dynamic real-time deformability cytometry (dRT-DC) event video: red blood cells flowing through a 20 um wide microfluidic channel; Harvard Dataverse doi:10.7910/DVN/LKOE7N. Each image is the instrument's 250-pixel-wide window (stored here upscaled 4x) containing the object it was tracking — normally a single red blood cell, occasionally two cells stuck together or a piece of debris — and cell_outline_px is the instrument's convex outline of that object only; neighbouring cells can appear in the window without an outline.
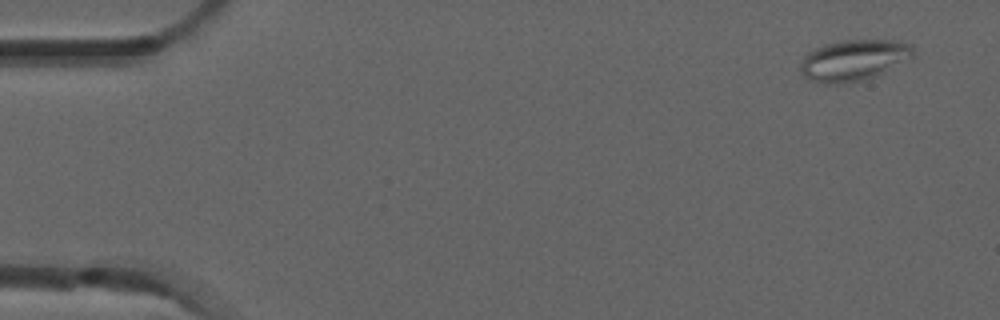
{"species": "common noctule bat (a hibernating species)", "species_latin": "Nyctalus noctula", "temperature_condition": "room temperature", "stored_images_in_passage": 6, "camera_frame_rate_fps": 3000, "um_per_image_px": 0.085, "animal": {"sex": "male", "forearm_length_mm": 52.5}, "frame": {"image": 1, "passage_image": 1, "time_ms": 0.0, "image_size_px": [1000, 320], "cell_outline_px": [[912, 56], [876, 76], [864, 80], [840, 84], [828, 84], [812, 80], [804, 76], [800, 72], [800, 64], [804, 56], [808, 52], [824, 44], [844, 40], [900, 40], [912, 44]], "centroid_in_image_um": [72.53, 5.11], "position_along_channel_um": 12.5, "area_um2": 26.82}}
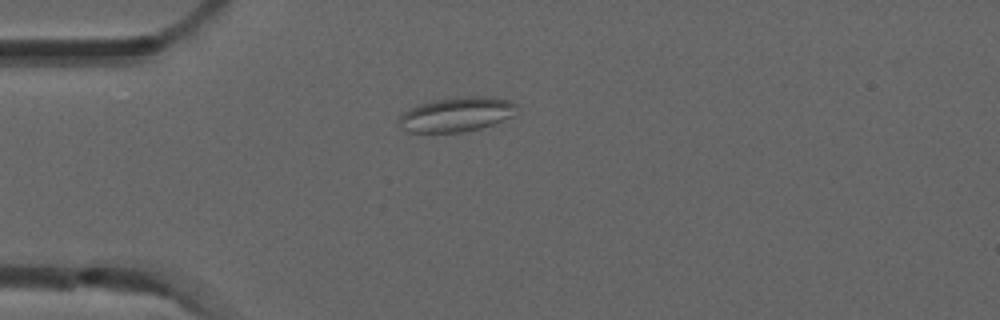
{"frame": {"image": 2, "passage_image": 4, "time_ms": 1.0, "image_size_px": [1000, 320], "cell_outline_px": [[520, 104], [516, 116], [480, 128], [460, 132], [408, 132], [404, 128], [400, 120], [400, 116], [404, 112], [416, 104], [432, 100], [468, 96], [492, 96], [508, 100]], "centroid_in_image_um": [38.91, 9.7], "position_along_channel_um": 46.1, "area_um2": 23.87}}